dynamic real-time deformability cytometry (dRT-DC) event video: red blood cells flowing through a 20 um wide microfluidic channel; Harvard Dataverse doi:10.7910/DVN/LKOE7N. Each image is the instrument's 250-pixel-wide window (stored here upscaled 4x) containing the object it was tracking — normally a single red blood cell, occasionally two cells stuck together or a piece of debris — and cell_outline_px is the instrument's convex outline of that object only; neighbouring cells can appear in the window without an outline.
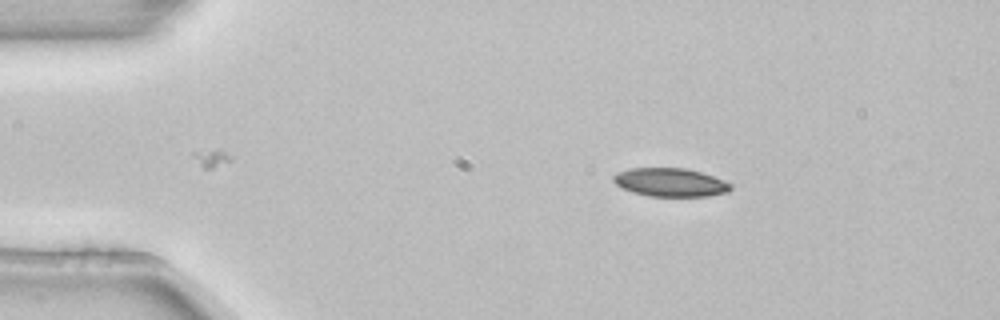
{"species": "common noctule bat (a hibernating species)", "species_latin": "Nyctalus noctula", "temperature_condition": "room temperature", "stored_images_in_passage": 2, "camera_frame_rate_fps": 3000, "um_per_image_px": 0.085, "animal": {"sex": "female", "body_mass_g": 22.7, "forearm_length_mm": 54.2}, "frame": {"image": 1, "passage_image": 1, "time_ms": 0.0, "image_size_px": [1000, 320], "cell_outline_px": [[732, 188], [728, 192], [708, 196], [648, 196], [632, 192], [616, 184], [612, 180], [612, 176], [616, 172], [628, 168], [688, 168], [712, 176], [728, 184]], "centroid_in_image_um": [56.91, 15.49], "position_along_channel_um": 28.1, "area_um2": 19.31}}